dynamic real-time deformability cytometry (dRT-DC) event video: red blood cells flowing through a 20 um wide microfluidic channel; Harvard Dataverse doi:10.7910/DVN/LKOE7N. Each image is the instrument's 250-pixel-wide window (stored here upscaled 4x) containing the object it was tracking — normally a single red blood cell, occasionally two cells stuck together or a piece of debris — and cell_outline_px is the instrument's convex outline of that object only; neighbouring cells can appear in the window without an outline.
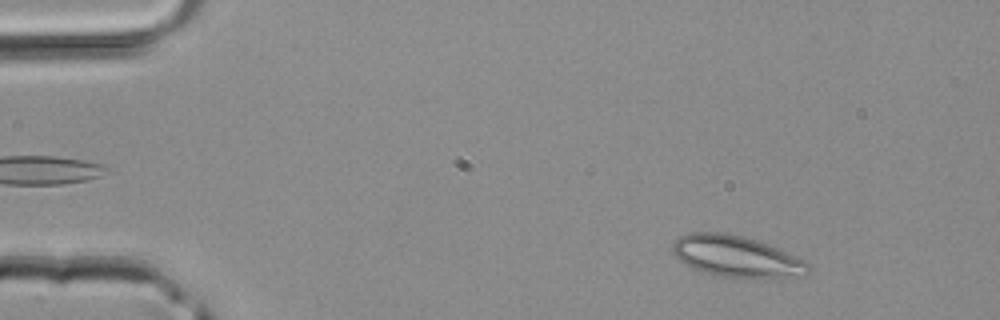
{"species": "common noctule bat (a hibernating species)", "species_latin": "Nyctalus noctula", "temperature_condition": "room temperature", "stored_images_in_passage": 43, "camera_frame_rate_fps": 3000, "um_per_image_px": 0.085, "animal": {"sex": "male", "body_mass_g": 20.4}, "frame": {"image": 1, "passage_image": 4, "time_ms": 1.0, "image_size_px": [1000, 320], "cell_outline_px": [[808, 272], [780, 276], [724, 276], [704, 272], [692, 268], [684, 264], [672, 252], [672, 244], [680, 236], [692, 232], [724, 232], [756, 240], [768, 244], [804, 260], [808, 264]], "centroid_in_image_um": [62.47, 21.74], "position_along_channel_um": 22.5, "area_um2": 31.39}}
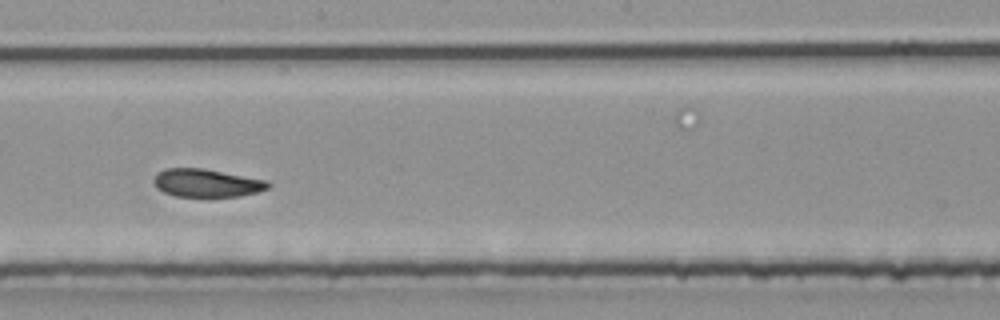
{"frame": {"image": 2, "passage_image": 23, "time_ms": 7.333, "image_size_px": [1000, 320], "cell_outline_px": [[272, 184], [268, 188], [256, 192], [240, 196], [176, 196], [164, 192], [156, 188], [152, 180], [156, 172], [164, 168], [204, 168], [268, 180]], "centroid_in_image_um": [17.54, 15.54], "position_along_channel_um": 230.7, "area_um2": 18.84}}
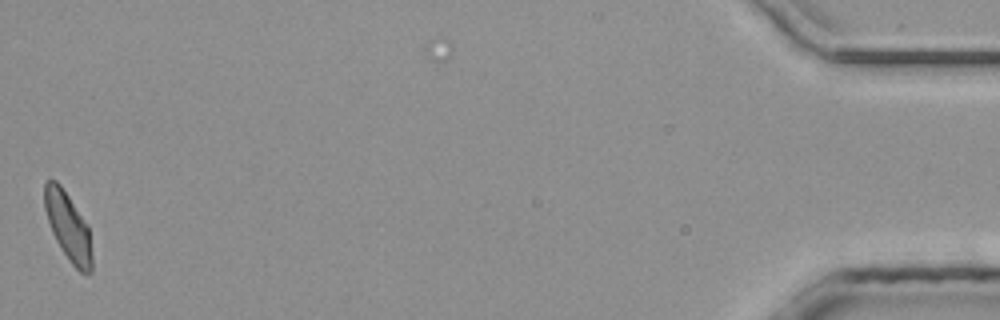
{"frame": {"image": 3, "passage_image": 42, "time_ms": 13.667, "image_size_px": [1000, 320], "cell_outline_px": [[92, 272], [88, 276], [80, 272], [72, 264], [60, 248], [52, 232], [44, 208], [44, 180], [56, 180], [60, 184], [88, 224], [92, 256]], "centroid_in_image_um": [5.8, 19.27], "position_along_channel_um": 429.4, "area_um2": 18.96}}